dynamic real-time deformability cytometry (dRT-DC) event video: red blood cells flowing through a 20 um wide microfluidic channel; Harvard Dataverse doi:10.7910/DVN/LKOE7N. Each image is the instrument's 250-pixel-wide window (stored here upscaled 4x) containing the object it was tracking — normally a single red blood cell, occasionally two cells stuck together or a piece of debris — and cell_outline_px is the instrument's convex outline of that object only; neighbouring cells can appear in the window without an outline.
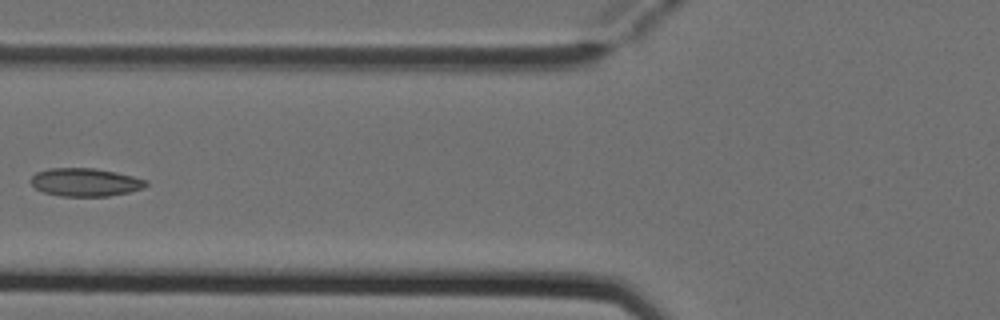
{"species": "Egyptian fruit bat (a non-hibernating species)", "species_latin": "Rousettus aegyptiacus", "temperature_condition": "cold", "stored_images_in_passage": 6, "camera_frame_rate_fps": 3000, "um_per_image_px": 0.085, "animal": {"sex": "female"}, "frame": {"image": 1, "passage_image": 6, "time_ms": 1.667, "image_size_px": [1000, 320], "cell_outline_px": [[148, 184], [144, 188], [128, 192], [108, 196], [60, 196], [44, 192], [36, 188], [32, 184], [32, 176], [36, 172], [48, 168], [92, 168], [116, 172], [148, 180]], "centroid_in_image_um": [7.26, 15.48], "position_along_channel_um": 118.5, "area_um2": 18.79}}